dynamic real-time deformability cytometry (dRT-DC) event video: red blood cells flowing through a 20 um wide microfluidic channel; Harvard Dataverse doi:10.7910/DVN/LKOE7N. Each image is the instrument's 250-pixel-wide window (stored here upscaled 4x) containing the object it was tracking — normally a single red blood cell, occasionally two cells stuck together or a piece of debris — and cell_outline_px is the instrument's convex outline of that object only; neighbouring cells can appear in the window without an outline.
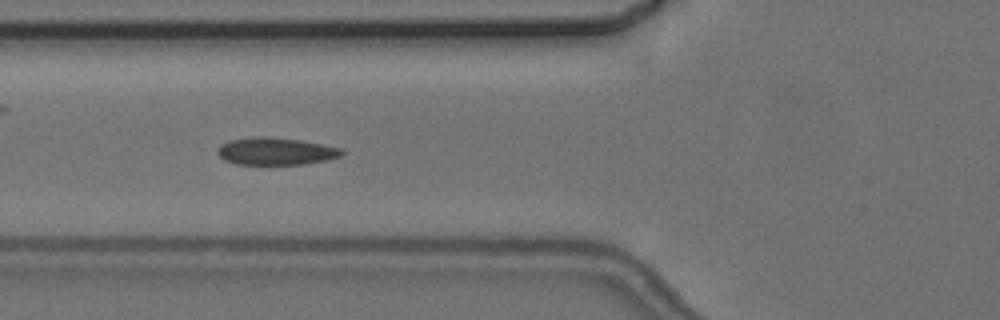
{"species": "common noctule bat (a hibernating species)", "species_latin": "Nyctalus noctula", "temperature_condition": "cold", "stored_images_in_passage": 8, "camera_frame_rate_fps": 3000, "um_per_image_px": 0.085, "animal": {"sex": "female", "body_mass_g": 24.6, "forearm_length_mm": 56.2}, "frame": {"image": 1, "passage_image": 6, "time_ms": 5.667, "image_size_px": [1000, 320], "cell_outline_px": [[344, 152], [340, 156], [328, 160], [304, 164], [236, 164], [224, 160], [216, 152], [220, 144], [228, 140], [256, 136], [260, 136], [300, 140], [344, 148]], "centroid_in_image_um": [23.44, 12.85], "position_along_channel_um": 102.4, "area_um2": 19.88}}
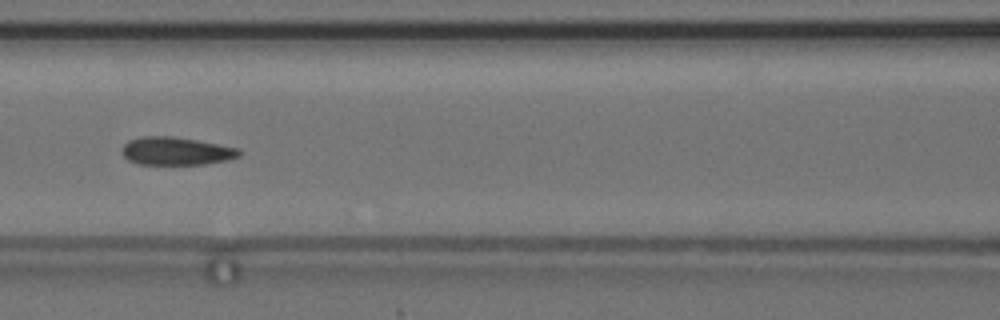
{"frame": {"image": 2, "passage_image": 7, "time_ms": 7.0, "image_size_px": [1000, 320], "cell_outline_px": [[240, 156], [228, 160], [204, 164], [140, 164], [128, 160], [120, 152], [120, 148], [128, 140], [140, 136], [172, 136], [196, 140], [240, 148]], "centroid_in_image_um": [14.94, 12.83], "position_along_channel_um": 151.7, "area_um2": 19.25}}